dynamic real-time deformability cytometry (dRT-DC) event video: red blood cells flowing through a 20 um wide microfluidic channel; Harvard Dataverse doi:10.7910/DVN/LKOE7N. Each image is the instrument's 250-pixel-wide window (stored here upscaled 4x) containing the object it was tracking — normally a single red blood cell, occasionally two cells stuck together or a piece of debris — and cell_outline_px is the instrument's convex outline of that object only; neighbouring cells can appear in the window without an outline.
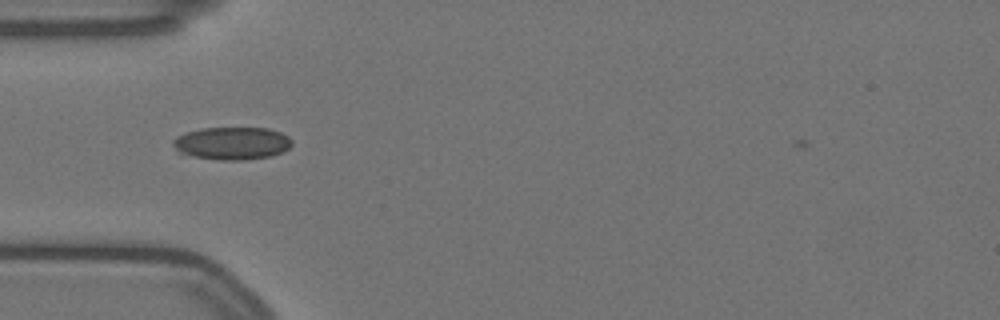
{"species": "Egyptian fruit bat (a non-hibernating species)", "species_latin": "Rousettus aegyptiacus", "temperature_condition": "warm", "stored_images_in_passage": 48, "camera_frame_rate_fps": 3000, "um_per_image_px": 0.085, "animal": {"sex": "female"}, "frame": {"image": 1, "passage_image": 8, "time_ms": 2.333, "image_size_px": [1000, 320], "cell_outline_px": [[292, 144], [288, 148], [272, 156], [244, 160], [220, 160], [196, 156], [180, 152], [172, 144], [172, 140], [176, 136], [184, 132], [200, 128], [268, 128], [280, 132], [288, 136], [292, 140]], "centroid_in_image_um": [19.72, 12.16], "position_along_channel_um": 65.3, "area_um2": 22.6}}
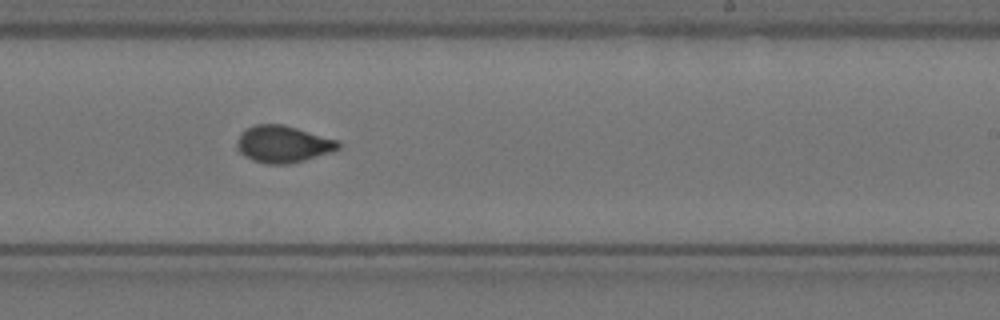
{"frame": {"image": 2, "passage_image": 25, "time_ms": 8.0, "image_size_px": [1000, 320], "cell_outline_px": [[340, 148], [332, 152], [304, 160], [288, 164], [268, 164], [252, 160], [244, 156], [236, 148], [236, 140], [240, 132], [244, 128], [256, 124], [284, 124], [336, 140], [340, 144]], "centroid_in_image_um": [24.0, 12.24], "position_along_channel_um": 265.0, "area_um2": 21.91}}
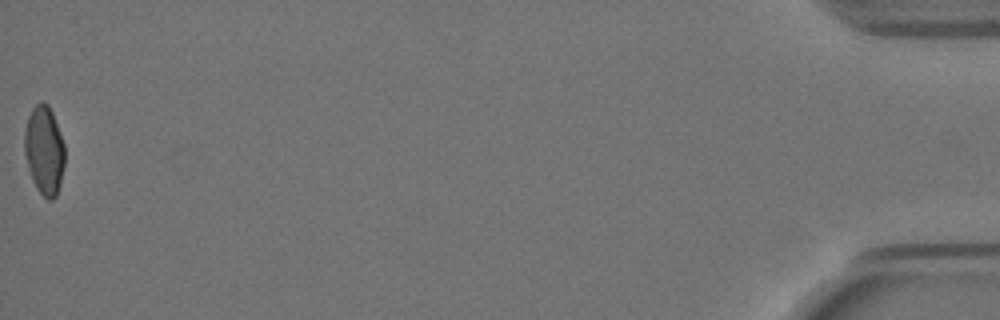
{"frame": {"image": 3, "passage_image": 48, "time_ms": 15.667, "image_size_px": [1000, 320], "cell_outline_px": [[64, 168], [60, 184], [56, 196], [52, 200], [48, 200], [36, 188], [32, 180], [28, 168], [24, 152], [24, 132], [28, 116], [32, 108], [40, 100], [48, 104], [52, 112], [64, 144]], "centroid_in_image_um": [3.75, 12.77], "position_along_channel_um": 431.5, "area_um2": 20.92}, "authors_computed_cell_mechanics": {"area_um2": 21.097, "velocity_mm_per_s": 3.5137, "shape_relaxation_time_tau1_ms": null, "shape_relaxation_time_tau2_ms": 0.9658, "deformation_change_tau1": null, "deformation_change_tau2": 0.0412}}